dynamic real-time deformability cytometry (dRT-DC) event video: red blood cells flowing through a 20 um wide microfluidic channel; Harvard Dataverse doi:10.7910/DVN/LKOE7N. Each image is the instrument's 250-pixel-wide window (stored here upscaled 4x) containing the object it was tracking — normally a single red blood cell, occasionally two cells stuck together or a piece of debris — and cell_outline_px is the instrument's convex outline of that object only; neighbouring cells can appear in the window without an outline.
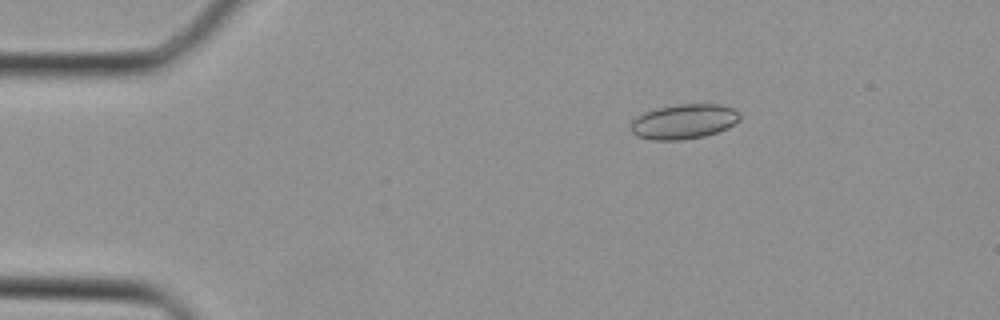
{"species": "Egyptian fruit bat (a non-hibernating species)", "species_latin": "Rousettus aegyptiacus", "temperature_condition": "cold", "stored_images_in_passage": 12, "camera_frame_rate_fps": 3000, "um_per_image_px": 0.085, "animal": {"sex": "female"}, "frame": {"image": 1, "passage_image": 7, "time_ms": 2.0, "image_size_px": [1000, 320], "cell_outline_px": [[740, 120], [728, 128], [704, 136], [680, 140], [652, 140], [636, 136], [632, 132], [632, 120], [644, 112], [656, 108], [676, 104], [720, 104], [732, 108], [740, 112]], "centroid_in_image_um": [58.14, 10.32], "position_along_channel_um": 26.9, "area_um2": 22.2}}